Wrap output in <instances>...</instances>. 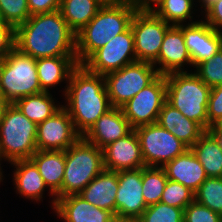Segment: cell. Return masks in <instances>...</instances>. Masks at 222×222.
Listing matches in <instances>:
<instances>
[{"label":"cell","mask_w":222,"mask_h":222,"mask_svg":"<svg viewBox=\"0 0 222 222\" xmlns=\"http://www.w3.org/2000/svg\"><path fill=\"white\" fill-rule=\"evenodd\" d=\"M15 48L35 59L76 56V33L59 10L36 14L15 29Z\"/></svg>","instance_id":"1"},{"label":"cell","mask_w":222,"mask_h":222,"mask_svg":"<svg viewBox=\"0 0 222 222\" xmlns=\"http://www.w3.org/2000/svg\"><path fill=\"white\" fill-rule=\"evenodd\" d=\"M63 91L67 100L63 107L81 136L112 108L104 76L90 72L82 64L72 71Z\"/></svg>","instance_id":"2"},{"label":"cell","mask_w":222,"mask_h":222,"mask_svg":"<svg viewBox=\"0 0 222 222\" xmlns=\"http://www.w3.org/2000/svg\"><path fill=\"white\" fill-rule=\"evenodd\" d=\"M139 6L133 0L104 4L97 14L76 33V58L82 64L94 51L125 32Z\"/></svg>","instance_id":"3"},{"label":"cell","mask_w":222,"mask_h":222,"mask_svg":"<svg viewBox=\"0 0 222 222\" xmlns=\"http://www.w3.org/2000/svg\"><path fill=\"white\" fill-rule=\"evenodd\" d=\"M165 80L166 101L208 131L207 106L211 88L193 72H172L165 75Z\"/></svg>","instance_id":"4"},{"label":"cell","mask_w":222,"mask_h":222,"mask_svg":"<svg viewBox=\"0 0 222 222\" xmlns=\"http://www.w3.org/2000/svg\"><path fill=\"white\" fill-rule=\"evenodd\" d=\"M103 150L82 136L65 150V170L61 190L52 200L53 210L57 198L79 194L89 182L104 170Z\"/></svg>","instance_id":"5"},{"label":"cell","mask_w":222,"mask_h":222,"mask_svg":"<svg viewBox=\"0 0 222 222\" xmlns=\"http://www.w3.org/2000/svg\"><path fill=\"white\" fill-rule=\"evenodd\" d=\"M37 125L14 104H9L0 120V161L28 160L37 151Z\"/></svg>","instance_id":"6"},{"label":"cell","mask_w":222,"mask_h":222,"mask_svg":"<svg viewBox=\"0 0 222 222\" xmlns=\"http://www.w3.org/2000/svg\"><path fill=\"white\" fill-rule=\"evenodd\" d=\"M44 92L41 89L36 59L14 48L0 60V94L10 103Z\"/></svg>","instance_id":"7"},{"label":"cell","mask_w":222,"mask_h":222,"mask_svg":"<svg viewBox=\"0 0 222 222\" xmlns=\"http://www.w3.org/2000/svg\"><path fill=\"white\" fill-rule=\"evenodd\" d=\"M159 75L153 64L139 61L104 75L111 106L120 108Z\"/></svg>","instance_id":"8"},{"label":"cell","mask_w":222,"mask_h":222,"mask_svg":"<svg viewBox=\"0 0 222 222\" xmlns=\"http://www.w3.org/2000/svg\"><path fill=\"white\" fill-rule=\"evenodd\" d=\"M135 55L139 62L154 64L167 29L171 26L151 9L138 8L131 21Z\"/></svg>","instance_id":"9"},{"label":"cell","mask_w":222,"mask_h":222,"mask_svg":"<svg viewBox=\"0 0 222 222\" xmlns=\"http://www.w3.org/2000/svg\"><path fill=\"white\" fill-rule=\"evenodd\" d=\"M138 135L146 167H163L189 149L157 122L134 129Z\"/></svg>","instance_id":"10"},{"label":"cell","mask_w":222,"mask_h":222,"mask_svg":"<svg viewBox=\"0 0 222 222\" xmlns=\"http://www.w3.org/2000/svg\"><path fill=\"white\" fill-rule=\"evenodd\" d=\"M136 61L134 35L130 26L94 51L82 65L90 72L104 76Z\"/></svg>","instance_id":"11"},{"label":"cell","mask_w":222,"mask_h":222,"mask_svg":"<svg viewBox=\"0 0 222 222\" xmlns=\"http://www.w3.org/2000/svg\"><path fill=\"white\" fill-rule=\"evenodd\" d=\"M166 101L165 75H159L120 108L133 129L156 123Z\"/></svg>","instance_id":"12"},{"label":"cell","mask_w":222,"mask_h":222,"mask_svg":"<svg viewBox=\"0 0 222 222\" xmlns=\"http://www.w3.org/2000/svg\"><path fill=\"white\" fill-rule=\"evenodd\" d=\"M80 137L67 110L62 106L50 118L37 125V150L65 151Z\"/></svg>","instance_id":"13"},{"label":"cell","mask_w":222,"mask_h":222,"mask_svg":"<svg viewBox=\"0 0 222 222\" xmlns=\"http://www.w3.org/2000/svg\"><path fill=\"white\" fill-rule=\"evenodd\" d=\"M117 220H137L148 207L142 193V168L118 172Z\"/></svg>","instance_id":"14"},{"label":"cell","mask_w":222,"mask_h":222,"mask_svg":"<svg viewBox=\"0 0 222 222\" xmlns=\"http://www.w3.org/2000/svg\"><path fill=\"white\" fill-rule=\"evenodd\" d=\"M192 66L212 58L222 48V33L202 19L193 24L181 25Z\"/></svg>","instance_id":"15"},{"label":"cell","mask_w":222,"mask_h":222,"mask_svg":"<svg viewBox=\"0 0 222 222\" xmlns=\"http://www.w3.org/2000/svg\"><path fill=\"white\" fill-rule=\"evenodd\" d=\"M102 150L106 170L119 172L146 167L140 141L134 129Z\"/></svg>","instance_id":"16"},{"label":"cell","mask_w":222,"mask_h":222,"mask_svg":"<svg viewBox=\"0 0 222 222\" xmlns=\"http://www.w3.org/2000/svg\"><path fill=\"white\" fill-rule=\"evenodd\" d=\"M156 64H159V67H156ZM187 64L192 65V61L181 31V25H171L166 31L157 61L153 65L159 74L166 75L184 71L182 67Z\"/></svg>","instance_id":"17"},{"label":"cell","mask_w":222,"mask_h":222,"mask_svg":"<svg viewBox=\"0 0 222 222\" xmlns=\"http://www.w3.org/2000/svg\"><path fill=\"white\" fill-rule=\"evenodd\" d=\"M132 130L133 128L121 108L112 107L82 137L89 143L103 149L119 138L125 137Z\"/></svg>","instance_id":"18"},{"label":"cell","mask_w":222,"mask_h":222,"mask_svg":"<svg viewBox=\"0 0 222 222\" xmlns=\"http://www.w3.org/2000/svg\"><path fill=\"white\" fill-rule=\"evenodd\" d=\"M54 208L65 222H116L115 215L87 202L79 194H72L56 199Z\"/></svg>","instance_id":"19"},{"label":"cell","mask_w":222,"mask_h":222,"mask_svg":"<svg viewBox=\"0 0 222 222\" xmlns=\"http://www.w3.org/2000/svg\"><path fill=\"white\" fill-rule=\"evenodd\" d=\"M162 168L169 180L183 184L194 193L208 178L202 164L191 148L167 162Z\"/></svg>","instance_id":"20"},{"label":"cell","mask_w":222,"mask_h":222,"mask_svg":"<svg viewBox=\"0 0 222 222\" xmlns=\"http://www.w3.org/2000/svg\"><path fill=\"white\" fill-rule=\"evenodd\" d=\"M157 123L171 132L177 139L191 148L195 142L206 132L197 122L185 117L179 110L164 102Z\"/></svg>","instance_id":"21"},{"label":"cell","mask_w":222,"mask_h":222,"mask_svg":"<svg viewBox=\"0 0 222 222\" xmlns=\"http://www.w3.org/2000/svg\"><path fill=\"white\" fill-rule=\"evenodd\" d=\"M118 172L104 169L79 193L87 202L115 215Z\"/></svg>","instance_id":"22"},{"label":"cell","mask_w":222,"mask_h":222,"mask_svg":"<svg viewBox=\"0 0 222 222\" xmlns=\"http://www.w3.org/2000/svg\"><path fill=\"white\" fill-rule=\"evenodd\" d=\"M76 56H58L36 59V69L41 89L50 92V87L68 83L72 71L78 66Z\"/></svg>","instance_id":"23"},{"label":"cell","mask_w":222,"mask_h":222,"mask_svg":"<svg viewBox=\"0 0 222 222\" xmlns=\"http://www.w3.org/2000/svg\"><path fill=\"white\" fill-rule=\"evenodd\" d=\"M30 160L36 165L51 196H55L62 187L65 170V151L37 150Z\"/></svg>","instance_id":"24"},{"label":"cell","mask_w":222,"mask_h":222,"mask_svg":"<svg viewBox=\"0 0 222 222\" xmlns=\"http://www.w3.org/2000/svg\"><path fill=\"white\" fill-rule=\"evenodd\" d=\"M10 164L16 168L13 171L16 192L27 199L41 201L43 193L48 187L36 165L30 159L18 160Z\"/></svg>","instance_id":"25"},{"label":"cell","mask_w":222,"mask_h":222,"mask_svg":"<svg viewBox=\"0 0 222 222\" xmlns=\"http://www.w3.org/2000/svg\"><path fill=\"white\" fill-rule=\"evenodd\" d=\"M208 177H222V150L217 138L206 131L191 147Z\"/></svg>","instance_id":"26"},{"label":"cell","mask_w":222,"mask_h":222,"mask_svg":"<svg viewBox=\"0 0 222 222\" xmlns=\"http://www.w3.org/2000/svg\"><path fill=\"white\" fill-rule=\"evenodd\" d=\"M103 5L100 0H61L59 11L69 27L77 33Z\"/></svg>","instance_id":"27"},{"label":"cell","mask_w":222,"mask_h":222,"mask_svg":"<svg viewBox=\"0 0 222 222\" xmlns=\"http://www.w3.org/2000/svg\"><path fill=\"white\" fill-rule=\"evenodd\" d=\"M50 92L29 95L16 100L13 104L36 125L50 118L63 105H56Z\"/></svg>","instance_id":"28"},{"label":"cell","mask_w":222,"mask_h":222,"mask_svg":"<svg viewBox=\"0 0 222 222\" xmlns=\"http://www.w3.org/2000/svg\"><path fill=\"white\" fill-rule=\"evenodd\" d=\"M194 0H158L153 6L150 8L157 16L163 19L170 25H183L184 22L189 19L190 23L193 24L198 21H191L193 18L191 15L193 13L192 9H194L193 4Z\"/></svg>","instance_id":"29"},{"label":"cell","mask_w":222,"mask_h":222,"mask_svg":"<svg viewBox=\"0 0 222 222\" xmlns=\"http://www.w3.org/2000/svg\"><path fill=\"white\" fill-rule=\"evenodd\" d=\"M167 181L162 167L142 168V193L147 206L160 202Z\"/></svg>","instance_id":"30"},{"label":"cell","mask_w":222,"mask_h":222,"mask_svg":"<svg viewBox=\"0 0 222 222\" xmlns=\"http://www.w3.org/2000/svg\"><path fill=\"white\" fill-rule=\"evenodd\" d=\"M194 195L196 202L222 216V177H208Z\"/></svg>","instance_id":"31"},{"label":"cell","mask_w":222,"mask_h":222,"mask_svg":"<svg viewBox=\"0 0 222 222\" xmlns=\"http://www.w3.org/2000/svg\"><path fill=\"white\" fill-rule=\"evenodd\" d=\"M184 210L158 202L149 205L137 219L139 222H183Z\"/></svg>","instance_id":"32"},{"label":"cell","mask_w":222,"mask_h":222,"mask_svg":"<svg viewBox=\"0 0 222 222\" xmlns=\"http://www.w3.org/2000/svg\"><path fill=\"white\" fill-rule=\"evenodd\" d=\"M194 73L210 88L222 84V48L210 59L197 64Z\"/></svg>","instance_id":"33"},{"label":"cell","mask_w":222,"mask_h":222,"mask_svg":"<svg viewBox=\"0 0 222 222\" xmlns=\"http://www.w3.org/2000/svg\"><path fill=\"white\" fill-rule=\"evenodd\" d=\"M0 14L6 24L16 29L31 16L28 0H0Z\"/></svg>","instance_id":"34"},{"label":"cell","mask_w":222,"mask_h":222,"mask_svg":"<svg viewBox=\"0 0 222 222\" xmlns=\"http://www.w3.org/2000/svg\"><path fill=\"white\" fill-rule=\"evenodd\" d=\"M195 200L194 192L183 184L169 180L167 181L160 202L169 206L179 207L183 210Z\"/></svg>","instance_id":"35"},{"label":"cell","mask_w":222,"mask_h":222,"mask_svg":"<svg viewBox=\"0 0 222 222\" xmlns=\"http://www.w3.org/2000/svg\"><path fill=\"white\" fill-rule=\"evenodd\" d=\"M183 222H222V216L194 200L184 209Z\"/></svg>","instance_id":"36"},{"label":"cell","mask_w":222,"mask_h":222,"mask_svg":"<svg viewBox=\"0 0 222 222\" xmlns=\"http://www.w3.org/2000/svg\"><path fill=\"white\" fill-rule=\"evenodd\" d=\"M207 115L209 131L211 125L222 117V84L210 90Z\"/></svg>","instance_id":"37"},{"label":"cell","mask_w":222,"mask_h":222,"mask_svg":"<svg viewBox=\"0 0 222 222\" xmlns=\"http://www.w3.org/2000/svg\"><path fill=\"white\" fill-rule=\"evenodd\" d=\"M15 48V29L4 23L0 24V60Z\"/></svg>","instance_id":"38"},{"label":"cell","mask_w":222,"mask_h":222,"mask_svg":"<svg viewBox=\"0 0 222 222\" xmlns=\"http://www.w3.org/2000/svg\"><path fill=\"white\" fill-rule=\"evenodd\" d=\"M204 14L206 17L203 21L213 27L217 32L222 33V0H217L209 6Z\"/></svg>","instance_id":"39"},{"label":"cell","mask_w":222,"mask_h":222,"mask_svg":"<svg viewBox=\"0 0 222 222\" xmlns=\"http://www.w3.org/2000/svg\"><path fill=\"white\" fill-rule=\"evenodd\" d=\"M61 0H28L30 15L51 13L58 11Z\"/></svg>","instance_id":"40"},{"label":"cell","mask_w":222,"mask_h":222,"mask_svg":"<svg viewBox=\"0 0 222 222\" xmlns=\"http://www.w3.org/2000/svg\"><path fill=\"white\" fill-rule=\"evenodd\" d=\"M209 131L213 135H222V117L211 125Z\"/></svg>","instance_id":"41"},{"label":"cell","mask_w":222,"mask_h":222,"mask_svg":"<svg viewBox=\"0 0 222 222\" xmlns=\"http://www.w3.org/2000/svg\"><path fill=\"white\" fill-rule=\"evenodd\" d=\"M133 1L139 6V8L150 9L152 8L151 3L155 4L158 0H133Z\"/></svg>","instance_id":"42"},{"label":"cell","mask_w":222,"mask_h":222,"mask_svg":"<svg viewBox=\"0 0 222 222\" xmlns=\"http://www.w3.org/2000/svg\"><path fill=\"white\" fill-rule=\"evenodd\" d=\"M10 103L0 94V120L1 117L4 114V111L6 109V107L9 105Z\"/></svg>","instance_id":"43"},{"label":"cell","mask_w":222,"mask_h":222,"mask_svg":"<svg viewBox=\"0 0 222 222\" xmlns=\"http://www.w3.org/2000/svg\"><path fill=\"white\" fill-rule=\"evenodd\" d=\"M199 3L201 2L200 6L206 10L209 6L215 3L217 0H198Z\"/></svg>","instance_id":"44"},{"label":"cell","mask_w":222,"mask_h":222,"mask_svg":"<svg viewBox=\"0 0 222 222\" xmlns=\"http://www.w3.org/2000/svg\"><path fill=\"white\" fill-rule=\"evenodd\" d=\"M103 4H117L127 0H100Z\"/></svg>","instance_id":"45"},{"label":"cell","mask_w":222,"mask_h":222,"mask_svg":"<svg viewBox=\"0 0 222 222\" xmlns=\"http://www.w3.org/2000/svg\"><path fill=\"white\" fill-rule=\"evenodd\" d=\"M216 138H217V140L219 141V143H220V146H221V150H222V135H214Z\"/></svg>","instance_id":"46"},{"label":"cell","mask_w":222,"mask_h":222,"mask_svg":"<svg viewBox=\"0 0 222 222\" xmlns=\"http://www.w3.org/2000/svg\"><path fill=\"white\" fill-rule=\"evenodd\" d=\"M116 222H139L138 220H117Z\"/></svg>","instance_id":"47"},{"label":"cell","mask_w":222,"mask_h":222,"mask_svg":"<svg viewBox=\"0 0 222 222\" xmlns=\"http://www.w3.org/2000/svg\"><path fill=\"white\" fill-rule=\"evenodd\" d=\"M0 165H1V163H0ZM0 176H3V173H2V168H1V166H0Z\"/></svg>","instance_id":"48"},{"label":"cell","mask_w":222,"mask_h":222,"mask_svg":"<svg viewBox=\"0 0 222 222\" xmlns=\"http://www.w3.org/2000/svg\"><path fill=\"white\" fill-rule=\"evenodd\" d=\"M1 23H4V21H3L2 17H1V14H0V24Z\"/></svg>","instance_id":"49"}]
</instances>
